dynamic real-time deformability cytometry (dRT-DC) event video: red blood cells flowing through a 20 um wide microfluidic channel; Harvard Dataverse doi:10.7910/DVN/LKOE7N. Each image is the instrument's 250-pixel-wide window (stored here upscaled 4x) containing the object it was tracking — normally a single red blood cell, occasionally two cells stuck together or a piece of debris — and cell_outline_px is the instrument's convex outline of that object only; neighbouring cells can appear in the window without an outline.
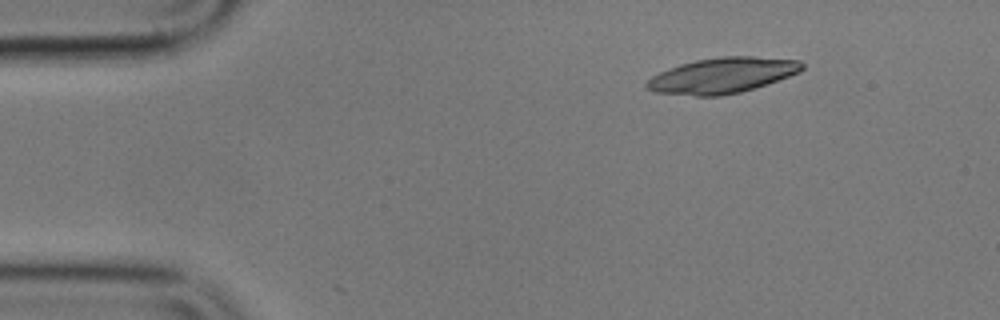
{"species": "common noctule bat (a hibernating species)", "species_latin": "Nyctalus noctula", "temperature_condition": "cold", "stored_images_in_passage": 49, "camera_frame_rate_fps": 3000, "um_per_image_px": 0.085, "animal": {"sex": "male", "body_mass_g": 17.9}, "frame": {"image": 1, "passage_image": 1, "time_ms": 0.0, "image_size_px": [1000, 320], "cell_outline_px": [[804, 68], [800, 72], [740, 92], [720, 96], [696, 96], [652, 92], [644, 88], [644, 84], [652, 76], [660, 72], [680, 64], [696, 60], [720, 56], [752, 56], [800, 60], [804, 64]], "centroid_in_image_um": [61.35, 6.41], "position_along_channel_um": 23.6, "area_um2": 32.08}}